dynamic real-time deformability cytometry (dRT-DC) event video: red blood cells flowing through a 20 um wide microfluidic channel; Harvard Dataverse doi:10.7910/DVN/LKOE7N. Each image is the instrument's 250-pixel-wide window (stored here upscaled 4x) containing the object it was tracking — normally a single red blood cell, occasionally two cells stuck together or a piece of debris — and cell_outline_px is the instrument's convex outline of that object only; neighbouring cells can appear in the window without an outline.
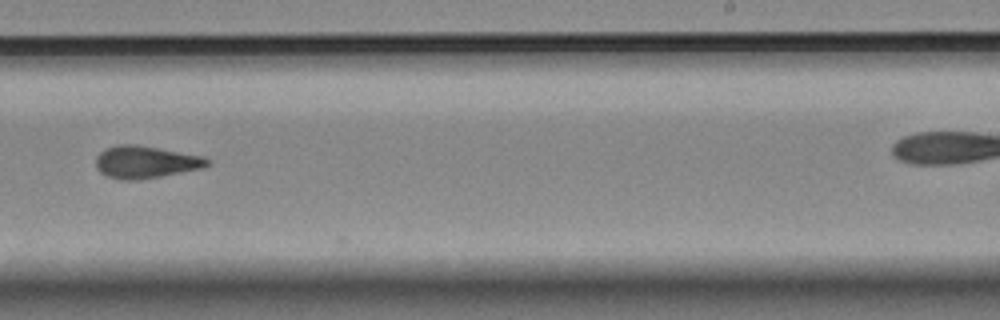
{"species": "Egyptian fruit bat (a non-hibernating species)", "species_latin": "Rousettus aegyptiacus", "temperature_condition": "room temperature", "stored_images_in_passage": 14, "segment_of_instrument_passage": [1, 2], "camera_frame_rate_fps": 3000, "um_per_image_px": 0.085, "animal": {"sex": "female"}, "frame": {"image": 1, "passage_image": 11, "time_ms": 12.333, "image_size_px": [1000, 320], "cell_outline_px": [[212, 164], [204, 168], [160, 176], [136, 180], [120, 180], [108, 176], [100, 172], [96, 168], [96, 156], [104, 148], [116, 144], [136, 144], [204, 156], [212, 160]], "centroid_in_image_um": [12.4, 13.76], "position_along_channel_um": 276.6, "area_um2": 21.27}}